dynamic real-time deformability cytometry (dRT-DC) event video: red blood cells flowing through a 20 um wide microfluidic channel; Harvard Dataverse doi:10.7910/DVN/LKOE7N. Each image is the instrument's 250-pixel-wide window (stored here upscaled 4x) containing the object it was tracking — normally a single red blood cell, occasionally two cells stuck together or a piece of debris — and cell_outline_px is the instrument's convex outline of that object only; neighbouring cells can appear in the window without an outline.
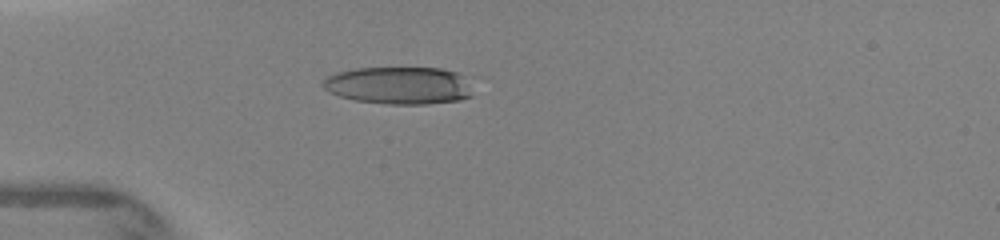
{"species": "human", "species_latin": "Homo sapiens", "temperature_condition": "warm", "stored_images_in_passage": 12, "camera_frame_rate_fps": 3000, "um_per_image_px": 0.085, "donor": {"sex": "female"}, "frame": {"image": 1, "passage_image": 1, "time_ms": 0.0, "image_size_px": [1000, 240], "cell_outline_px": [[472, 96], [460, 100], [428, 104], [388, 104], [356, 100], [340, 96], [324, 88], [324, 80], [328, 76], [336, 72], [356, 68], [440, 68], [456, 72], [464, 76]], "centroid_in_image_um": [33.92, 7.26], "position_along_channel_um": 51.1, "area_um2": 32.43}}